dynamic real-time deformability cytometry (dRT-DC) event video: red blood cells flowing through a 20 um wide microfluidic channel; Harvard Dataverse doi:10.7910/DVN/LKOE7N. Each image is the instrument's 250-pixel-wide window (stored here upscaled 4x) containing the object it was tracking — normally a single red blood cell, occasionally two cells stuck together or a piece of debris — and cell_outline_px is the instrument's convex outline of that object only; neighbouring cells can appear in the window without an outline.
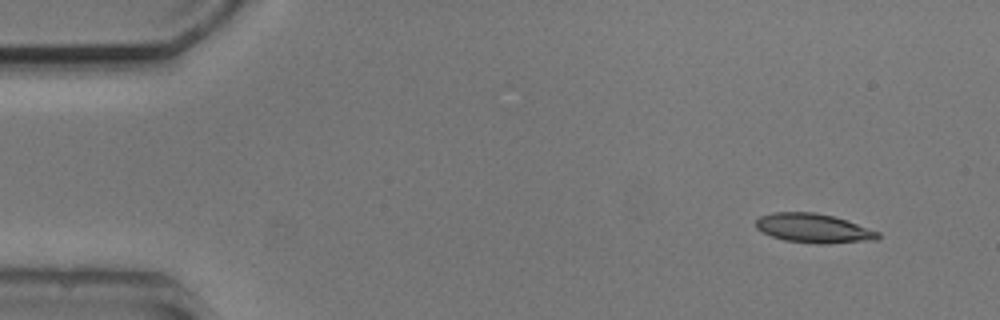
{"species": "common noctule bat (a hibernating species)", "species_latin": "Nyctalus noctula", "temperature_condition": "cold", "stored_images_in_passage": 5, "camera_frame_rate_fps": 3000, "um_per_image_px": 0.085, "animal": {"sex": "male", "body_mass_g": 20.5, "forearm_length_mm": 52.5}, "frame": {"image": 1, "passage_image": 1, "time_ms": 0.0, "image_size_px": [1000, 320], "cell_outline_px": [[880, 236], [876, 240], [828, 244], [816, 244], [784, 240], [772, 236], [756, 228], [756, 220], [760, 216], [772, 212], [812, 212], [832, 216], [880, 232]], "centroid_in_image_um": [69.14, 19.41], "position_along_channel_um": 15.9, "area_um2": 20.63}}